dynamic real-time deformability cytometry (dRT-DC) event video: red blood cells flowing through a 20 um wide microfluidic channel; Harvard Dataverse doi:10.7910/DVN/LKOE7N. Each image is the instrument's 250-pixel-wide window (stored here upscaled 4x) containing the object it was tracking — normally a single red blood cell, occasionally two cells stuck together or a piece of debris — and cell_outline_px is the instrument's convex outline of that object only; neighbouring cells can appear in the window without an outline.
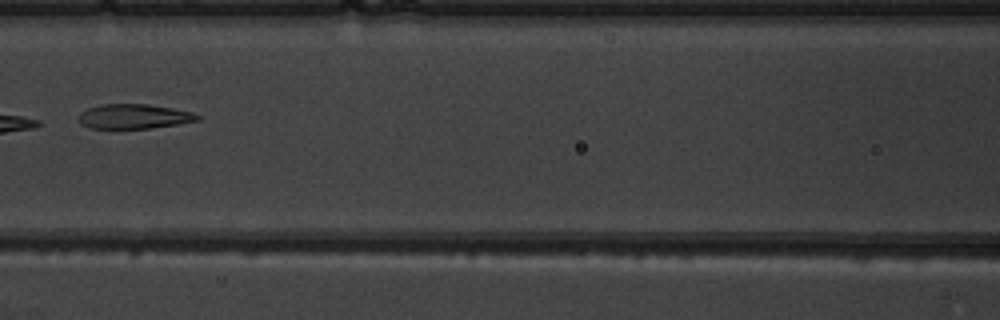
{"species": "common noctule bat (a hibernating species)", "species_latin": "Nyctalus noctula", "temperature_condition": "warm", "stored_images_in_passage": 8, "camera_frame_rate_fps": 3000, "um_per_image_px": 0.085, "animal": {"sex": "male", "body_mass_g": 19.5, "forearm_length_mm": 54.6}, "frame": {"image": 1, "passage_image": 6, "time_ms": 6.0, "image_size_px": [1000, 320], "cell_outline_px": [[200, 120], [180, 124], [152, 128], [116, 132], [112, 132], [88, 128], [80, 124], [80, 112], [88, 108], [100, 104], [148, 104], [172, 108], [192, 112], [200, 116]], "centroid_in_image_um": [11.33, 9.96], "position_along_channel_um": 155.3, "area_um2": 18.09}}
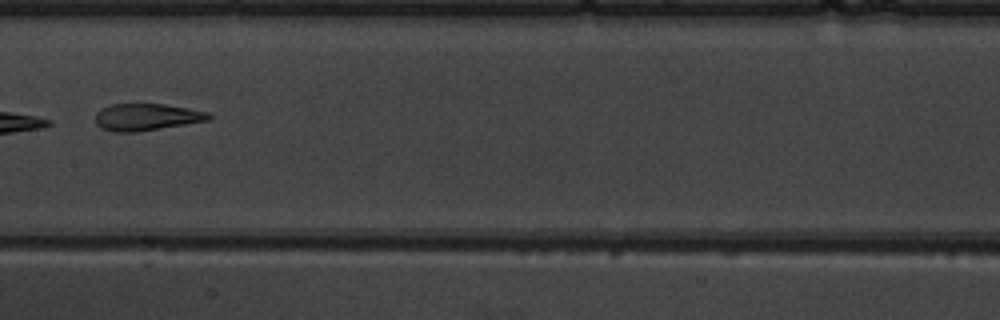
{"frame": {"image": 2, "passage_image": 7, "time_ms": 7.0, "image_size_px": [1000, 320], "cell_outline_px": [[212, 116], [208, 120], [136, 132], [112, 132], [100, 128], [96, 124], [96, 112], [100, 108], [112, 104], [164, 104], [188, 108], [208, 112]], "centroid_in_image_um": [12.4, 9.95], "position_along_channel_um": 195.0, "area_um2": 17.74}}
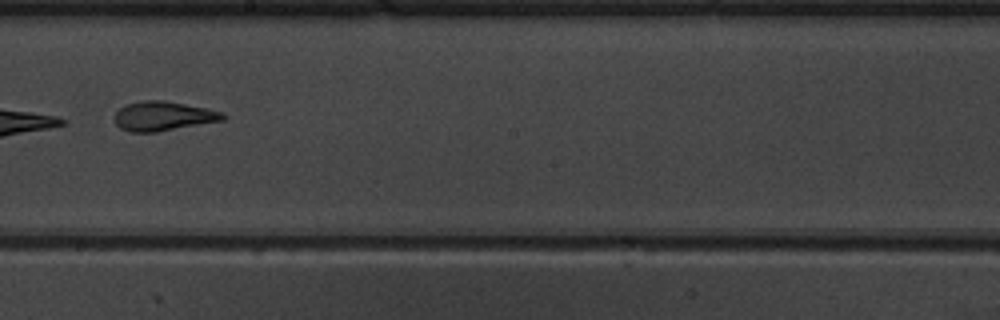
{"frame": {"image": 3, "passage_image": 8, "time_ms": 8.0, "image_size_px": [1000, 320], "cell_outline_px": [[228, 116], [224, 120], [156, 132], [128, 132], [120, 128], [116, 124], [116, 112], [124, 104], [144, 100], [164, 100], [208, 108], [224, 112]], "centroid_in_image_um": [13.9, 9.86], "position_along_channel_um": 234.3, "area_um2": 18.67}}